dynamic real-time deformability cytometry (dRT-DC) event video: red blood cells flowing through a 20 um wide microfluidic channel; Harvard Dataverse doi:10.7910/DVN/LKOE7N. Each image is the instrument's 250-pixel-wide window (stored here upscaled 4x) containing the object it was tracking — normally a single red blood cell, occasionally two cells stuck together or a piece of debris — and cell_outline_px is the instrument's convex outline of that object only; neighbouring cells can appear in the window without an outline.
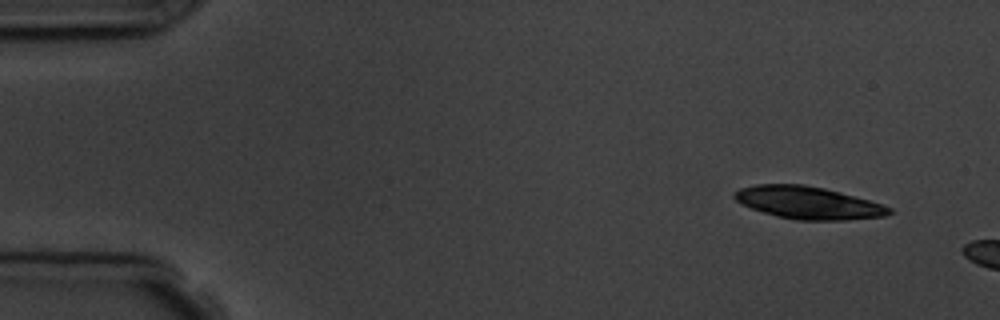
{"species": "common noctule bat (a hibernating species)", "species_latin": "Nyctalus noctula", "temperature_condition": "room temperature", "stored_images_in_passage": 3, "camera_frame_rate_fps": 3000, "um_per_image_px": 0.085, "animal": {"sex": "male", "body_mass_g": 19.5, "forearm_length_mm": 54.6}, "frame": {"image": 1, "passage_image": 1, "time_ms": 0.0, "image_size_px": [1000, 320], "cell_outline_px": [[896, 212], [884, 216], [844, 220], [796, 220], [776, 216], [740, 204], [732, 196], [732, 192], [740, 188], [756, 184], [804, 184], [824, 188], [840, 192], [884, 204], [892, 208]], "centroid_in_image_um": [68.7, 17.23], "position_along_channel_um": 16.3, "area_um2": 29.48}}